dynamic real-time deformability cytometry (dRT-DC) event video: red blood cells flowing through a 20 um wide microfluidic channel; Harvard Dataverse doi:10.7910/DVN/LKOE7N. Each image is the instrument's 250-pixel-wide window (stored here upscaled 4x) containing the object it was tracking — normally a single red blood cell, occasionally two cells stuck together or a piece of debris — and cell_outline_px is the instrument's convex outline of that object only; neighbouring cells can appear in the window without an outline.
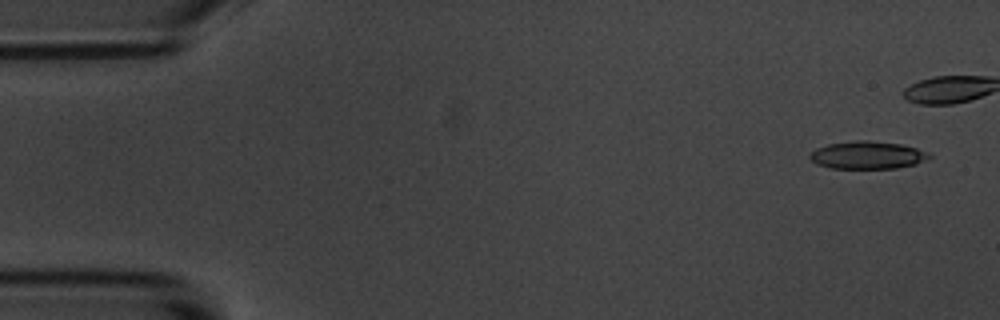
{"species": "common noctule bat (a hibernating species)", "species_latin": "Nyctalus noctula", "temperature_condition": "room temperature", "stored_images_in_passage": 4, "camera_frame_rate_fps": 3000, "um_per_image_px": 0.085, "animal": {"sex": "male", "body_mass_g": 20.1, "forearm_length_mm": 53.5}, "frame": {"image": 1, "passage_image": 1, "time_ms": 0.0, "image_size_px": [1000, 320], "cell_outline_px": [[932, 156], [928, 160], [916, 164], [896, 168], [828, 168], [816, 164], [808, 156], [816, 148], [828, 144], [856, 140], [868, 140], [900, 144], [916, 148], [928, 152]], "centroid_in_image_um": [73.74, 13.19], "position_along_channel_um": 11.3, "area_um2": 19.31}}